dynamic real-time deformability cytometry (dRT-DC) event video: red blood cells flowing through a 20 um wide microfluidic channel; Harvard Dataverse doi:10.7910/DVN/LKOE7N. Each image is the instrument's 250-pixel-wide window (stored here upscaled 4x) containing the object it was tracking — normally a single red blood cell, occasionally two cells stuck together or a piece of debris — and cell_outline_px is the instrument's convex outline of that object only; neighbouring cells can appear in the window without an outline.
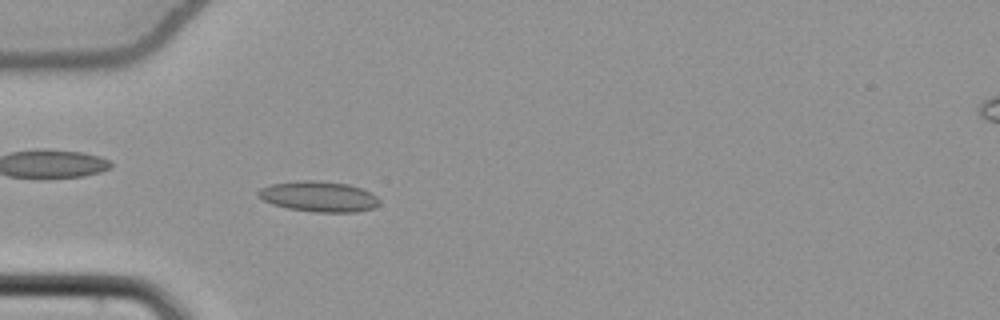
{"species": "common noctule bat (a hibernating species)", "species_latin": "Nyctalus noctula", "temperature_condition": "cold", "stored_images_in_passage": 54, "camera_frame_rate_fps": 3000, "um_per_image_px": 0.085, "animal": {"sex": "female", "body_mass_g": 22.7, "forearm_length_mm": 54.2}, "frame": {"image": 1, "passage_image": 17, "time_ms": 5.333, "image_size_px": [1000, 320], "cell_outline_px": [[380, 204], [372, 208], [356, 212], [316, 212], [288, 208], [272, 204], [256, 196], [256, 192], [260, 188], [272, 184], [300, 180], [312, 180], [348, 184], [360, 188], [376, 196], [380, 200]], "centroid_in_image_um": [27.07, 16.7], "position_along_channel_um": 57.9, "area_um2": 21.44}}
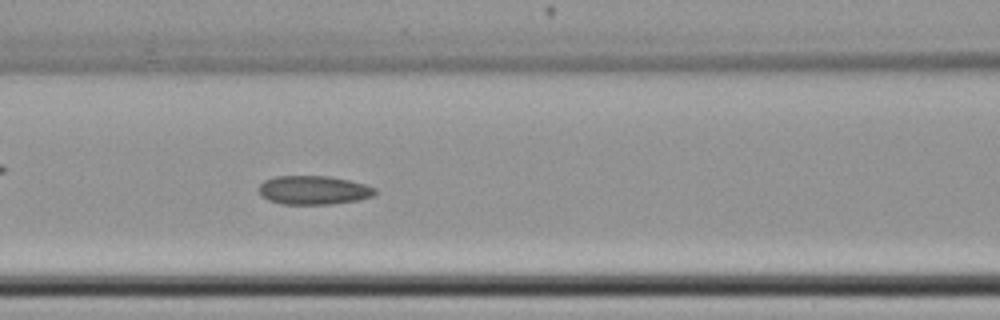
{"frame": {"image": 2, "passage_image": 24, "time_ms": 7.667, "image_size_px": [1000, 320], "cell_outline_px": [[376, 192], [372, 196], [360, 200], [332, 204], [284, 204], [268, 200], [260, 196], [256, 188], [264, 180], [272, 176], [328, 176], [348, 180], [364, 184], [376, 188]], "centroid_in_image_um": [26.6, 16.16], "position_along_channel_um": 140.0, "area_um2": 19.71}}
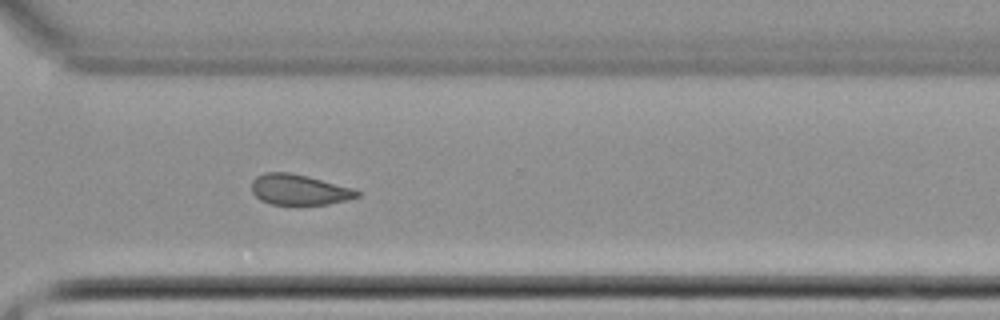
{"frame": {"image": 3, "passage_image": 40, "time_ms": 13.0, "image_size_px": [1000, 320], "cell_outline_px": [[360, 196], [348, 200], [328, 204], [272, 204], [260, 200], [252, 192], [252, 180], [256, 176], [264, 172], [288, 172], [308, 176], [352, 188], [360, 192]], "centroid_in_image_um": [25.41, 16.11], "position_along_channel_um": 345.2, "area_um2": 18.73}, "authors_computed_cell_mechanics": {"area_um2": 19.8832, "velocity_mm_per_s": 3.8424, "shape_relaxation_time_tau1_ms": null, "shape_relaxation_time_tau2_ms": 4.7762, "deformation_change_tau1": null, "deformation_change_tau2": 0.1041}}